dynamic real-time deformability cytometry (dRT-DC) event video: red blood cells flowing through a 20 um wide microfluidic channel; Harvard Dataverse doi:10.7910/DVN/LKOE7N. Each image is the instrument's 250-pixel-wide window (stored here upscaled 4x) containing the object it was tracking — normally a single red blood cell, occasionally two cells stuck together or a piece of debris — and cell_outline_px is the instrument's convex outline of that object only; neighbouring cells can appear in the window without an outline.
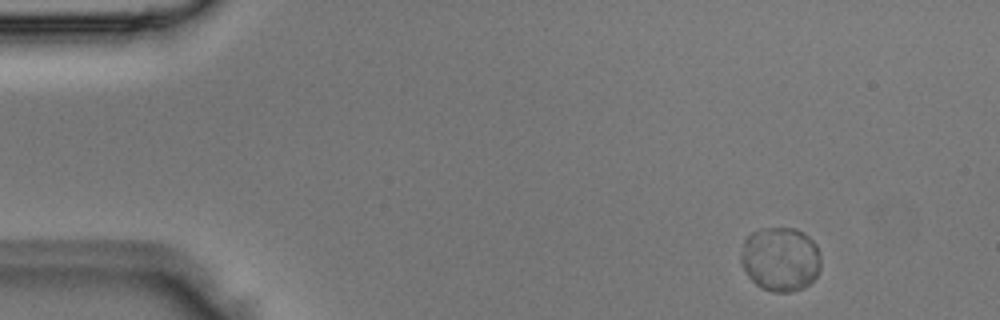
{"species": "Egyptian fruit bat (a non-hibernating species)", "species_latin": "Rousettus aegyptiacus", "temperature_condition": "room temperature", "stored_images_in_passage": 2, "camera_frame_rate_fps": 3000, "um_per_image_px": 0.085, "animal": {"sex": "male"}, "frame": {"image": 1, "passage_image": 1, "time_ms": 0.0, "image_size_px": [1000, 320], "cell_outline_px": [[820, 268], [816, 276], [808, 284], [792, 292], [772, 292], [760, 288], [748, 276], [740, 264], [740, 252], [744, 240], [752, 232], [760, 228], [796, 228], [804, 232], [816, 244], [820, 256]], "centroid_in_image_um": [66.3, 22.01], "position_along_channel_um": 18.7, "area_um2": 30.23}}